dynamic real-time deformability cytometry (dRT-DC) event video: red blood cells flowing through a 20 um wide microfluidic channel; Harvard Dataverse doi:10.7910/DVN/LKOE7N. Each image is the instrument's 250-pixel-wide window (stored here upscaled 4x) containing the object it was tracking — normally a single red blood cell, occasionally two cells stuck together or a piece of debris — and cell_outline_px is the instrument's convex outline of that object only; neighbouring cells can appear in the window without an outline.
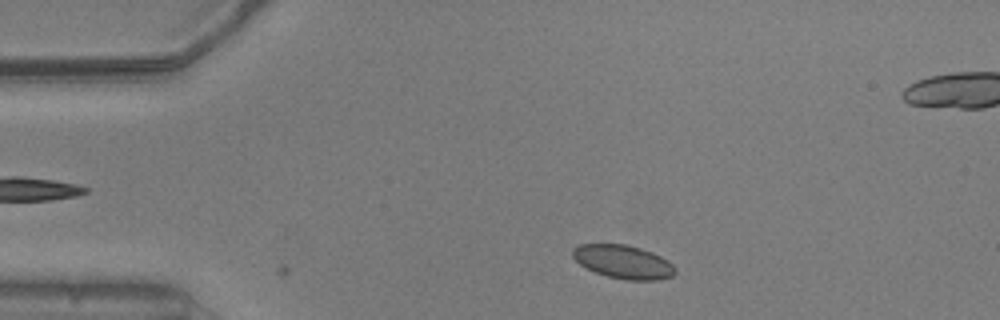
{"species": "common noctule bat (a hibernating species)", "species_latin": "Nyctalus noctula", "temperature_condition": "warm", "stored_images_in_passage": 4, "camera_frame_rate_fps": 3000, "um_per_image_px": 0.085, "animal": {"sex": "male", "body_mass_g": 20.5, "forearm_length_mm": 52.5}, "frame": {"image": 1, "passage_image": 4, "time_ms": 1.0, "image_size_px": [1000, 320], "cell_outline_px": [[676, 272], [672, 276], [660, 280], [628, 280], [608, 276], [596, 272], [580, 264], [572, 256], [572, 248], [580, 244], [624, 244], [640, 248], [652, 252], [668, 260], [676, 268]], "centroid_in_image_um": [53.0, 22.25], "position_along_channel_um": 32.0, "area_um2": 19.94}}